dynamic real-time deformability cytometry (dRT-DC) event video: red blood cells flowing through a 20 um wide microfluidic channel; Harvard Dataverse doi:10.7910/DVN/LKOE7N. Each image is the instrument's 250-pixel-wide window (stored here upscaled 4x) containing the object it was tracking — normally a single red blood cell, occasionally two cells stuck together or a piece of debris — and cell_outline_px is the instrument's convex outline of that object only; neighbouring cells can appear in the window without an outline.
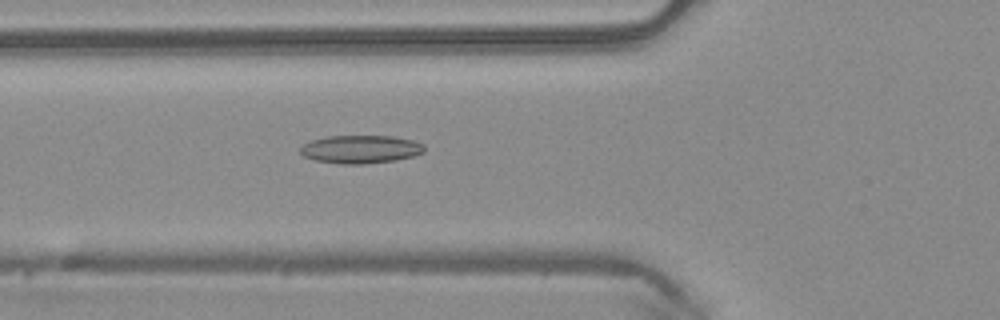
{"species": "common noctule bat (a hibernating species)", "species_latin": "Nyctalus noctula", "temperature_condition": "warm", "stored_images_in_passage": 49, "camera_frame_rate_fps": 3000, "um_per_image_px": 0.085, "animal": {"sex": "male", "body_mass_g": 20.4}, "frame": {"image": 1, "passage_image": 18, "time_ms": 5.667, "image_size_px": [1000, 320], "cell_outline_px": [[424, 152], [412, 156], [396, 160], [364, 164], [340, 164], [316, 160], [304, 156], [300, 152], [300, 148], [304, 144], [312, 140], [328, 136], [392, 136], [412, 140], [424, 144]], "centroid_in_image_um": [30.66, 12.69], "position_along_channel_um": 95.1, "area_um2": 20.23}}
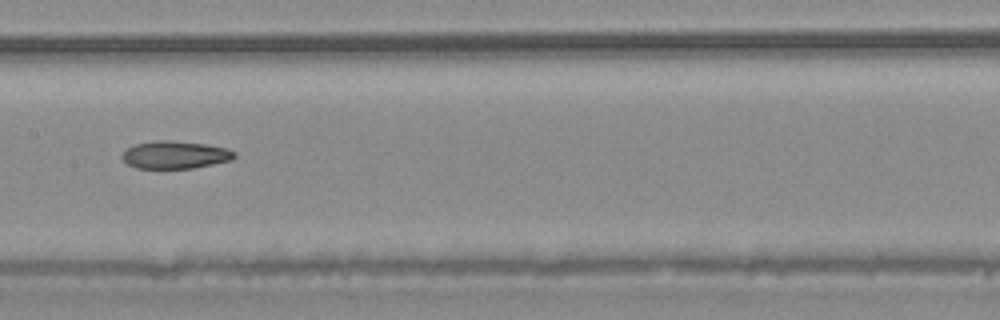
{"frame": {"image": 2, "passage_image": 25, "time_ms": 8.0, "image_size_px": [1000, 320], "cell_outline_px": [[236, 156], [232, 160], [192, 168], [136, 168], [128, 164], [120, 156], [128, 148], [136, 144], [160, 140], [172, 140], [208, 144], [228, 148], [236, 152]], "centroid_in_image_um": [14.93, 13.15], "position_along_channel_um": 192.5, "area_um2": 18.09}}
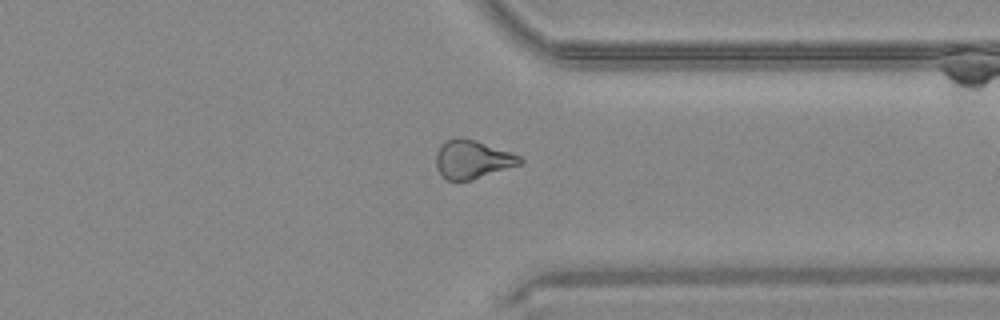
{"frame": {"image": 3, "passage_image": 38, "time_ms": 12.333, "image_size_px": [1000, 320], "cell_outline_px": [[524, 164], [472, 180], [448, 180], [440, 176], [436, 168], [436, 152], [440, 144], [448, 140], [476, 140], [512, 152], [520, 156], [524, 160]], "centroid_in_image_um": [40.19, 13.59], "position_along_channel_um": 371.2, "area_um2": 18.84}}